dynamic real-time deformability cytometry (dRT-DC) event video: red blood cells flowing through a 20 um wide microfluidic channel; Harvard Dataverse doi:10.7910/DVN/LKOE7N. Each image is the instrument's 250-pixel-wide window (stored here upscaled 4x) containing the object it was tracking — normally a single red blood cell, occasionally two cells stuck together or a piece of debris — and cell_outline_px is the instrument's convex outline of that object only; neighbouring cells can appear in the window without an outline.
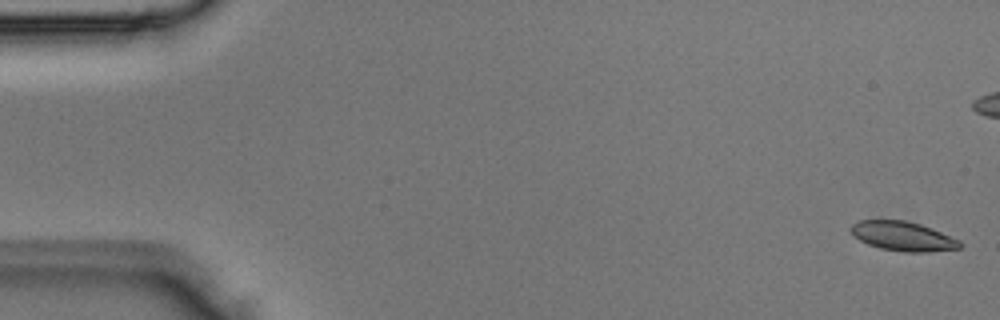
{"species": "Egyptian fruit bat (a non-hibernating species)", "species_latin": "Rousettus aegyptiacus", "temperature_condition": "room temperature", "stored_images_in_passage": 4, "camera_frame_rate_fps": 3000, "um_per_image_px": 0.085, "animal": {"sex": "male"}, "frame": {"image": 1, "passage_image": 1, "time_ms": 0.0, "image_size_px": [1000, 320], "cell_outline_px": [[964, 244], [960, 248], [928, 252], [904, 252], [880, 248], [868, 244], [860, 240], [848, 228], [856, 220], [904, 220], [920, 224], [932, 228], [960, 240]], "centroid_in_image_um": [76.76, 20.07], "position_along_channel_um": 8.2, "area_um2": 18.73}}